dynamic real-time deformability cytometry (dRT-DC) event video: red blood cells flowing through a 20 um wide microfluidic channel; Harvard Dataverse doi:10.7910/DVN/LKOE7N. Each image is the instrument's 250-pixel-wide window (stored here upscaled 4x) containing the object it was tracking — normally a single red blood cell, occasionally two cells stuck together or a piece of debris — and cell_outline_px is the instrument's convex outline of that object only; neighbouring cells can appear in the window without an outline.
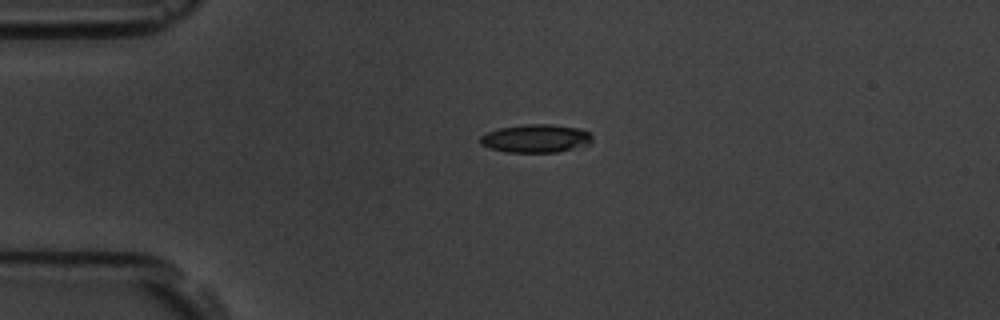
{"species": "common noctule bat (a hibernating species)", "species_latin": "Nyctalus noctula", "temperature_condition": "room temperature", "stored_images_in_passage": 2, "camera_frame_rate_fps": 3000, "um_per_image_px": 0.085, "animal": {"sex": "male", "body_mass_g": 19.5, "forearm_length_mm": 54.6}, "frame": {"image": 1, "passage_image": 1, "time_ms": 0.0, "image_size_px": [1000, 320], "cell_outline_px": [[592, 140], [588, 144], [556, 152], [504, 152], [488, 148], [480, 144], [480, 136], [488, 132], [500, 128], [524, 124], [548, 124], [580, 128], [592, 132]], "centroid_in_image_um": [45.53, 11.76], "position_along_channel_um": 39.5, "area_um2": 18.44}}